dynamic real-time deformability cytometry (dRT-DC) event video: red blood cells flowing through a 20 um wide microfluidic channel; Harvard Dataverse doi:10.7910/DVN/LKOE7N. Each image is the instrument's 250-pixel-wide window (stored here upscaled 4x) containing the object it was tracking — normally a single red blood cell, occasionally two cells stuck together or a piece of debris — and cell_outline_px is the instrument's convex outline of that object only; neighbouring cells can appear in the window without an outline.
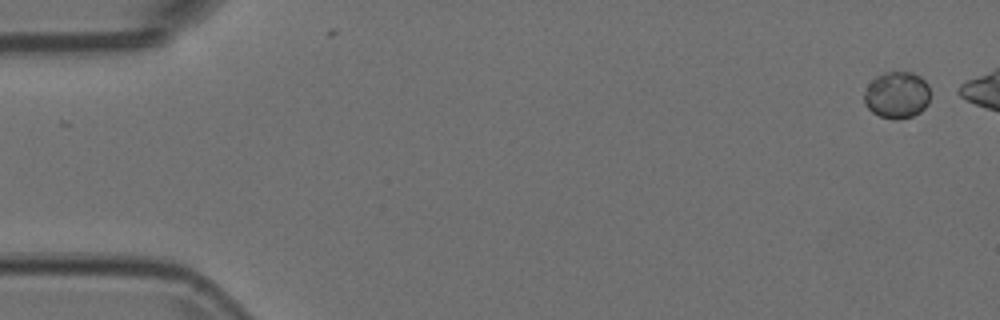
{"species": "Egyptian fruit bat (a non-hibernating species)", "species_latin": "Rousettus aegyptiacus", "temperature_condition": "room temperature", "stored_images_in_passage": 3, "camera_frame_rate_fps": 3000, "um_per_image_px": 0.085, "animal": {"sex": "female"}, "frame": {"image": 1, "passage_image": 1, "time_ms": 0.0, "image_size_px": [1000, 320], "cell_outline_px": [[928, 104], [920, 112], [912, 116], [896, 120], [892, 120], [880, 116], [872, 112], [864, 104], [864, 92], [868, 84], [876, 76], [884, 72], [912, 72], [920, 76], [928, 84]], "centroid_in_image_um": [76.21, 8.08], "position_along_channel_um": 8.8, "area_um2": 18.09}}